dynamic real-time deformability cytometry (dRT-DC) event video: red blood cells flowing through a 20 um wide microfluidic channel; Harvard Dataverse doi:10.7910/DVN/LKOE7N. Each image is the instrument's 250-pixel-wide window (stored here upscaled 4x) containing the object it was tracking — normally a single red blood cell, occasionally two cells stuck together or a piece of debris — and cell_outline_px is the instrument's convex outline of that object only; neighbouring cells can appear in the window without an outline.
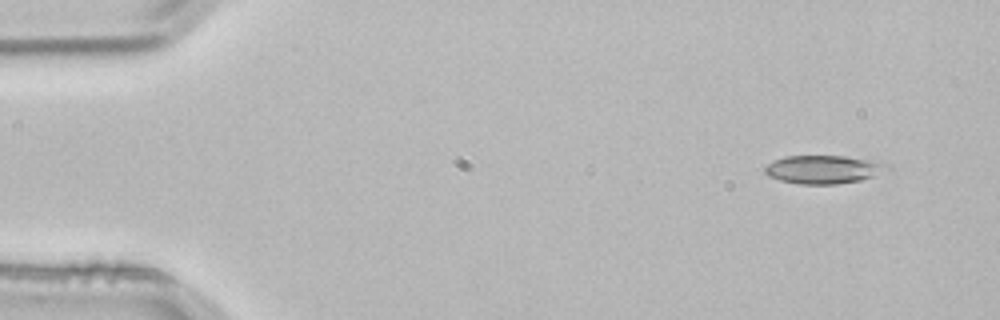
{"species": "common noctule bat (a hibernating species)", "species_latin": "Nyctalus noctula", "temperature_condition": "room temperature", "stored_images_in_passage": 5, "camera_frame_rate_fps": 3000, "um_per_image_px": 0.085, "animal": {"sex": "male", "body_mass_g": 21.5, "forearm_length_mm": 52.0}, "frame": {"image": 1, "passage_image": 1, "time_ms": 0.0, "image_size_px": [1000, 320], "cell_outline_px": [[892, 168], [876, 176], [860, 180], [836, 184], [800, 184], [780, 180], [768, 176], [764, 172], [764, 168], [768, 164], [784, 156], [844, 156], [880, 160], [888, 164]], "centroid_in_image_um": [70.08, 14.39], "position_along_channel_um": 14.9, "area_um2": 20.46}}
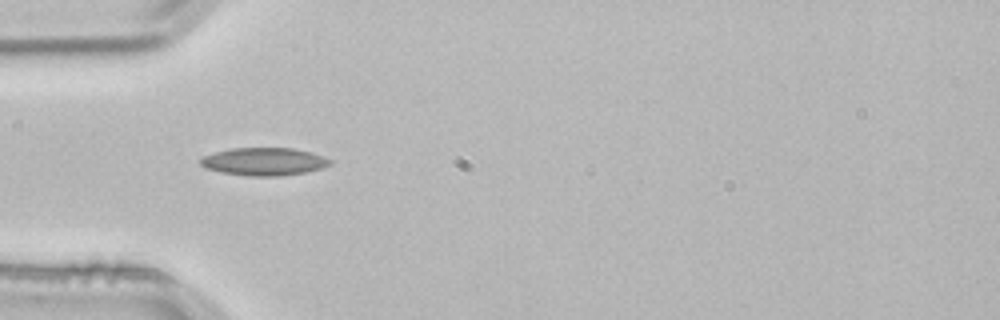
{"frame": {"image": 2, "passage_image": 3, "time_ms": 0.667, "image_size_px": [1000, 320], "cell_outline_px": [[332, 164], [320, 168], [304, 172], [276, 176], [252, 176], [220, 172], [204, 168], [200, 164], [200, 160], [204, 156], [216, 152], [232, 148], [292, 148], [312, 152], [324, 156], [332, 160]], "centroid_in_image_um": [22.45, 13.73], "position_along_channel_um": 62.6, "area_um2": 20.87}}